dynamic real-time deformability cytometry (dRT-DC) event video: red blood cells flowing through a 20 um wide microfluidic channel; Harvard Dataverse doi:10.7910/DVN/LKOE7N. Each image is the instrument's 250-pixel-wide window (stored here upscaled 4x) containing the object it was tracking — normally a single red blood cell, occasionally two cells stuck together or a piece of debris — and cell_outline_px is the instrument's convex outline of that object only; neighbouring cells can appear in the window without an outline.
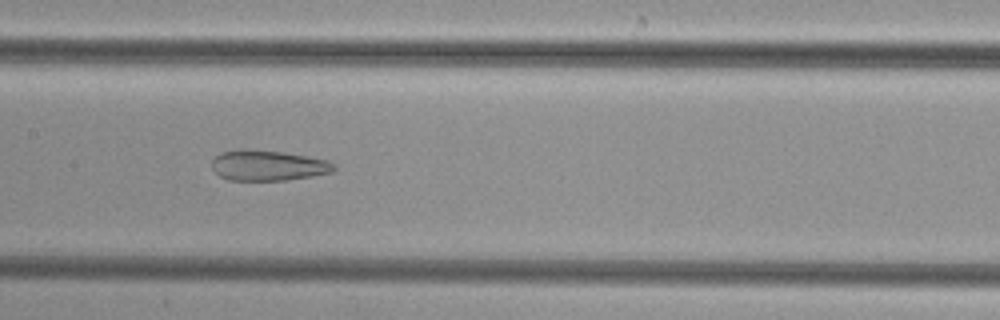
{"species": "common noctule bat (a hibernating species)", "species_latin": "Nyctalus noctula", "temperature_condition": "cold", "stored_images_in_passage": 42, "camera_frame_rate_fps": 3000, "um_per_image_px": 0.085, "animal": {"sex": "female", "body_mass_g": 29.2, "forearm_length_mm": 56.3}, "frame": {"image": 1, "passage_image": 22, "time_ms": 7.0, "image_size_px": [1000, 320], "cell_outline_px": [[336, 168], [332, 172], [312, 176], [284, 180], [228, 180], [220, 176], [212, 168], [212, 160], [220, 152], [240, 148], [244, 148], [284, 152], [308, 156], [328, 160], [336, 164]], "centroid_in_image_um": [22.78, 14.05], "position_along_channel_um": 184.6, "area_um2": 21.91}}
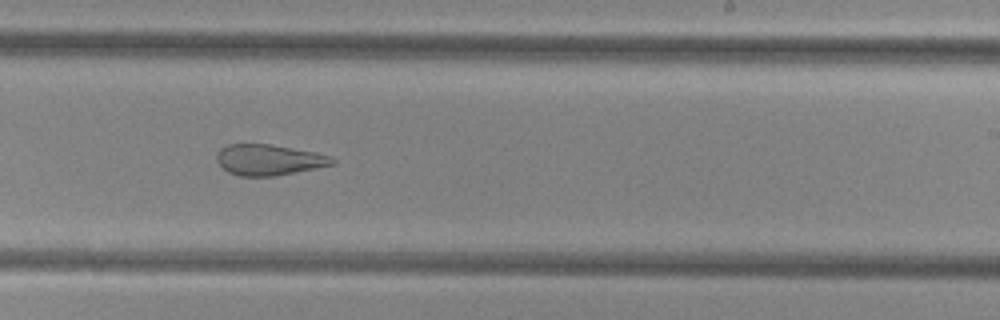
{"frame": {"image": 2, "passage_image": 28, "time_ms": 9.0, "image_size_px": [1000, 320], "cell_outline_px": [[336, 164], [276, 176], [240, 176], [228, 172], [216, 160], [216, 156], [220, 148], [228, 144], [272, 144], [316, 152], [328, 156], [336, 160]], "centroid_in_image_um": [22.86, 13.58], "position_along_channel_um": 266.1, "area_um2": 20.81}}
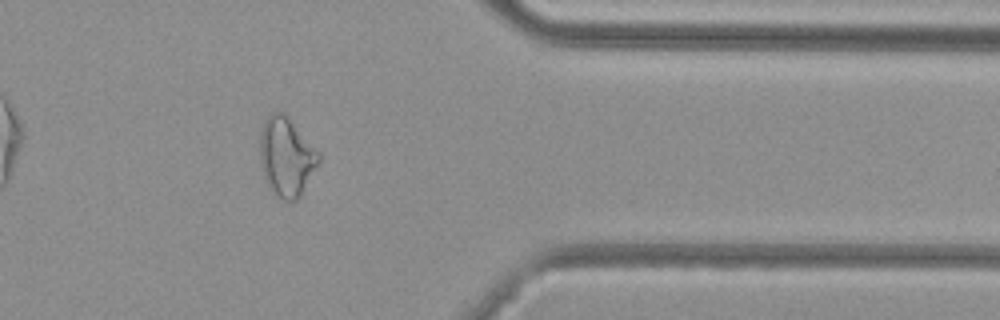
{"frame": {"image": 3, "passage_image": 38, "time_ms": 12.333, "image_size_px": [1000, 320], "cell_outline_px": [[320, 160], [300, 196], [296, 200], [284, 200], [276, 196], [268, 184], [264, 176], [260, 164], [260, 128], [268, 116], [272, 112], [284, 112], [320, 152]], "centroid_in_image_um": [24.34, 13.3], "position_along_channel_um": 387.1, "area_um2": 26.93}}